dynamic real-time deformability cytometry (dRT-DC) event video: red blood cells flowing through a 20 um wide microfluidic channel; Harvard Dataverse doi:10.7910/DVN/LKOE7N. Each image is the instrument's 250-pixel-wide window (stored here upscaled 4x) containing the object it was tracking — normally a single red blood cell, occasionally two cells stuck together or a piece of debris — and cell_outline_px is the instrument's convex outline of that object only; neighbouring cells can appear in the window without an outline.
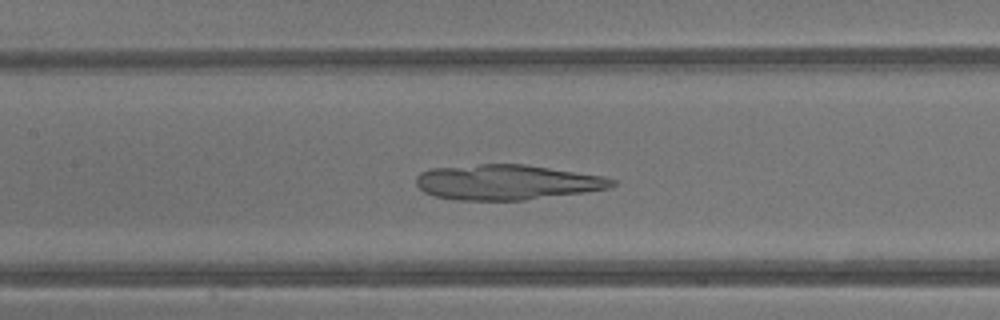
{"species": "common noctule bat (a hibernating species)", "species_latin": "Nyctalus noctula", "temperature_condition": "warm", "stored_images_in_passage": 41, "camera_frame_rate_fps": 3000, "um_per_image_px": 0.085, "animal": {"sex": "male", "body_mass_g": 13.3}, "frame": {"image": 1, "passage_image": 19, "time_ms": 6.0, "image_size_px": [1000, 320], "cell_outline_px": [[616, 184], [608, 188], [584, 192], [524, 200], [456, 200], [436, 196], [424, 192], [416, 184], [416, 176], [420, 172], [428, 168], [480, 164], [524, 164], [604, 176], [616, 180]], "centroid_in_image_um": [43.05, 15.48], "position_along_channel_um": 164.3, "area_um2": 40.17}}
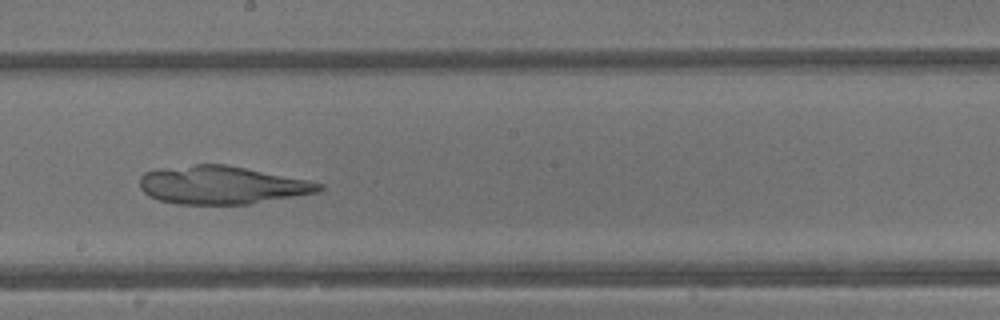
{"frame": {"image": 2, "passage_image": 23, "time_ms": 7.333, "image_size_px": [1000, 320], "cell_outline_px": [[324, 188], [316, 192], [248, 204], [176, 204], [160, 200], [148, 196], [140, 188], [140, 176], [144, 172], [156, 168], [196, 164], [224, 164], [308, 180], [324, 184]], "centroid_in_image_um": [18.78, 15.72], "position_along_channel_um": 229.4, "area_um2": 39.65}}
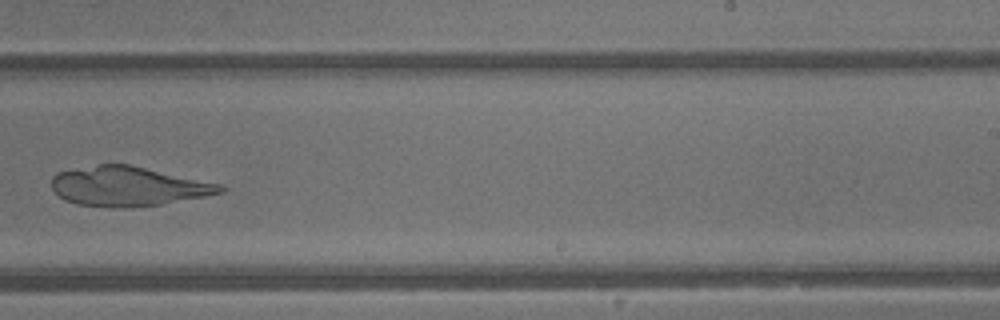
{"frame": {"image": 3, "passage_image": 26, "time_ms": 8.333, "image_size_px": [1000, 320], "cell_outline_px": [[228, 188], [224, 192], [204, 196], [160, 204], [124, 208], [112, 208], [76, 204], [64, 200], [52, 188], [52, 176], [56, 172], [100, 164], [128, 164], [224, 184]], "centroid_in_image_um": [10.91, 15.84], "position_along_channel_um": 278.1, "area_um2": 38.96}}